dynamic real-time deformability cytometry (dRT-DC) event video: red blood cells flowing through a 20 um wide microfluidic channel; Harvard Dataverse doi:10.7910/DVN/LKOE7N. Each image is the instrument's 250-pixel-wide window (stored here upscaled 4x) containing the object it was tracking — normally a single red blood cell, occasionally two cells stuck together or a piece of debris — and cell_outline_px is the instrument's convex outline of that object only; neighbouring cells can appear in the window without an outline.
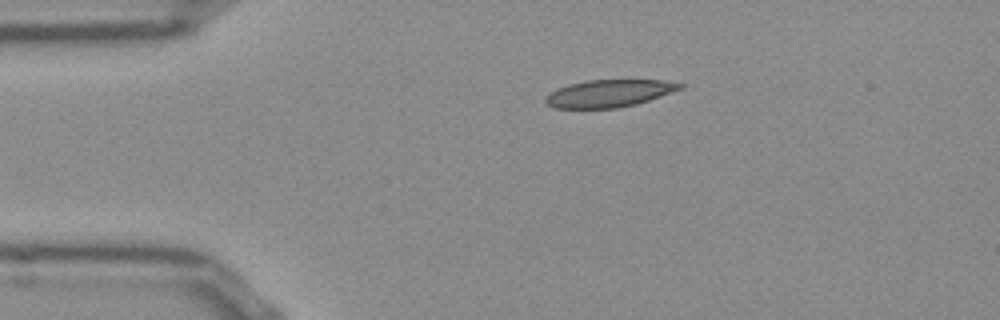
{"species": "Egyptian fruit bat (a non-hibernating species)", "species_latin": "Rousettus aegyptiacus", "temperature_condition": "room temperature", "stored_images_in_passage": 43, "camera_frame_rate_fps": 3000, "um_per_image_px": 0.085, "frame": {"image": 1, "passage_image": 1, "time_ms": 0.0, "image_size_px": [1000, 320], "cell_outline_px": [[684, 88], [636, 104], [616, 108], [556, 108], [548, 104], [544, 100], [544, 96], [568, 84], [584, 80], [660, 80], [684, 84]], "centroid_in_image_um": [51.77, 7.93], "position_along_channel_um": 33.2, "area_um2": 21.27}}
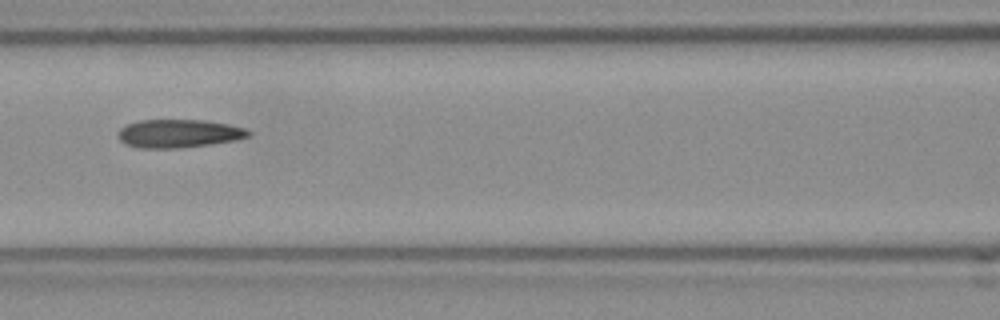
{"frame": {"image": 2, "passage_image": 13, "time_ms": 4.0, "image_size_px": [1000, 320], "cell_outline_px": [[252, 132], [248, 136], [232, 140], [208, 144], [176, 148], [140, 148], [128, 144], [120, 140], [116, 132], [120, 128], [128, 124], [140, 120], [204, 120], [228, 124], [244, 128]], "centroid_in_image_um": [15.15, 11.34], "position_along_channel_um": 151.4, "area_um2": 21.15}}
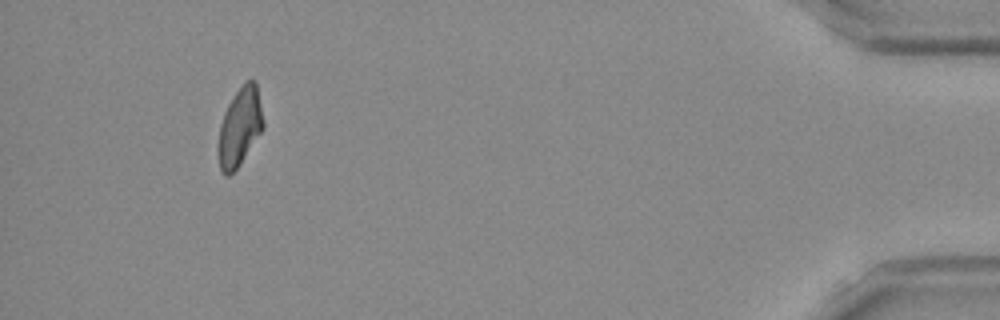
{"frame": {"image": 3, "passage_image": 39, "time_ms": 12.667, "image_size_px": [1000, 320], "cell_outline_px": [[264, 128], [240, 164], [228, 176], [224, 176], [220, 168], [216, 148], [220, 124], [224, 112], [232, 96], [244, 80], [256, 80], [264, 120]], "centroid_in_image_um": [20.37, 10.77], "position_along_channel_um": 414.8, "area_um2": 20.98}, "authors_computed_cell_mechanics": {"area_um2": 21.2126, "velocity_mm_per_s": 3.8695, "shape_relaxation_time_tau1_ms": null, "shape_relaxation_time_tau2_ms": 2.3455, "deformation_change_tau1": null, "deformation_change_tau2": 0.1013}}